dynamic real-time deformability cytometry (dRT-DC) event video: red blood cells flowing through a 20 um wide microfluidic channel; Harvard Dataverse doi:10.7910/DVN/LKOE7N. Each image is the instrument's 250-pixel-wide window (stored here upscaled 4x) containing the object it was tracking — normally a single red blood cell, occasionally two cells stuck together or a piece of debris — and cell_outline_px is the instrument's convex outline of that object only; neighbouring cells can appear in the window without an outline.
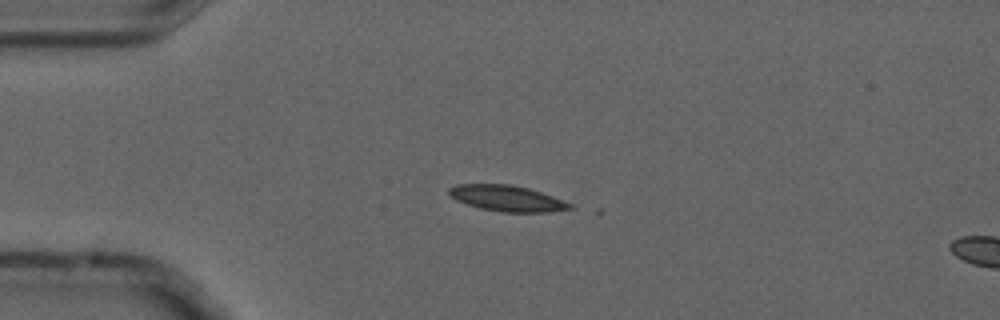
{"species": "common noctule bat (a hibernating species)", "species_latin": "Nyctalus noctula", "temperature_condition": "cold", "stored_images_in_passage": 5, "segment_of_instrument_passage": [1, 2], "camera_frame_rate_fps": 3000, "um_per_image_px": 0.085, "animal": {"sex": "male", "forearm_length_mm": 52.5}, "frame": {"image": 1, "passage_image": 3, "time_ms": 0.667, "image_size_px": [1000, 320], "cell_outline_px": [[576, 208], [548, 212], [500, 212], [480, 208], [456, 200], [448, 192], [448, 188], [456, 184], [508, 184], [528, 188], [552, 196], [572, 204]], "centroid_in_image_um": [43.1, 16.86], "position_along_channel_um": 41.9, "area_um2": 18.15}}